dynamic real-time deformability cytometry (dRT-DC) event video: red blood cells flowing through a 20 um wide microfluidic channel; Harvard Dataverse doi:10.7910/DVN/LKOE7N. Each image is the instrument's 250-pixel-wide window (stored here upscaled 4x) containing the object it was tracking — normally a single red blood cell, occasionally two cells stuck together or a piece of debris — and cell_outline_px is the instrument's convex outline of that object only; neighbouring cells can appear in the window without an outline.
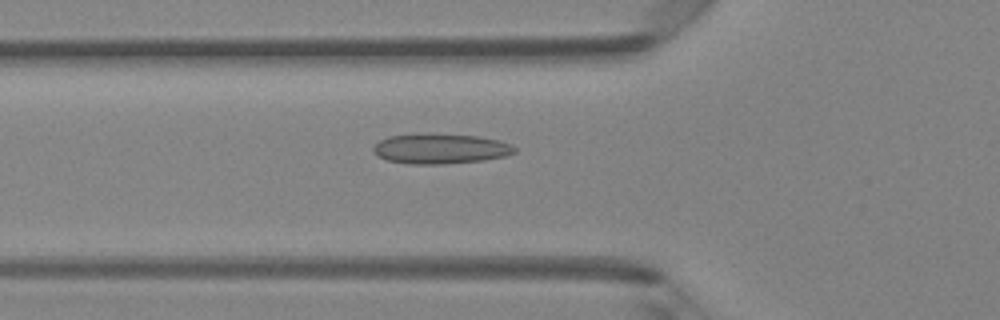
{"species": "Egyptian fruit bat (a non-hibernating species)", "species_latin": "Rousettus aegyptiacus", "temperature_condition": "room temperature", "stored_images_in_passage": 48, "camera_frame_rate_fps": 3000, "um_per_image_px": 0.085, "animal": {"sex": "female"}, "frame": {"image": 1, "passage_image": 17, "time_ms": 5.333, "image_size_px": [1000, 320], "cell_outline_px": [[516, 152], [504, 156], [484, 160], [444, 164], [412, 164], [388, 160], [380, 156], [372, 148], [380, 140], [388, 136], [476, 136], [500, 140], [512, 144], [516, 148]], "centroid_in_image_um": [37.51, 12.68], "position_along_channel_um": 88.3, "area_um2": 23.7}}
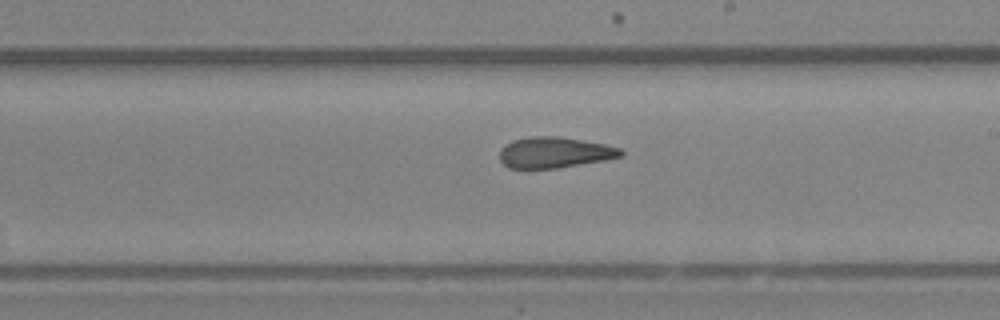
{"frame": {"image": 2, "passage_image": 28, "time_ms": 9.0, "image_size_px": [1000, 320], "cell_outline_px": [[624, 156], [604, 160], [556, 168], [508, 168], [500, 160], [500, 148], [512, 140], [528, 136], [560, 136], [604, 144], [620, 148], [624, 152]], "centroid_in_image_um": [47.12, 12.95], "position_along_channel_um": 241.9, "area_um2": 21.85}}
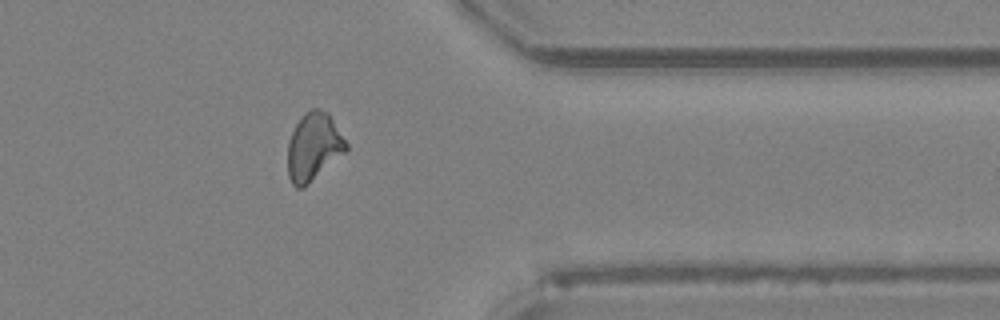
{"frame": {"image": 3, "passage_image": 39, "time_ms": 12.667, "image_size_px": [1000, 320], "cell_outline_px": [[348, 148], [344, 152], [304, 188], [296, 188], [292, 184], [288, 176], [288, 140], [296, 124], [304, 112], [312, 108], [316, 108], [328, 112], [348, 144]], "centroid_in_image_um": [26.64, 12.47], "position_along_channel_um": 384.8, "area_um2": 22.95}, "authors_computed_cell_mechanics": {"area_um2": 22.6865, "velocity_mm_per_s": 4.1941, "shape_relaxation_time_tau1_ms": null, "shape_relaxation_time_tau2_ms": 2.2423, "deformation_change_tau1": null, "deformation_change_tau2": 0.1026}}